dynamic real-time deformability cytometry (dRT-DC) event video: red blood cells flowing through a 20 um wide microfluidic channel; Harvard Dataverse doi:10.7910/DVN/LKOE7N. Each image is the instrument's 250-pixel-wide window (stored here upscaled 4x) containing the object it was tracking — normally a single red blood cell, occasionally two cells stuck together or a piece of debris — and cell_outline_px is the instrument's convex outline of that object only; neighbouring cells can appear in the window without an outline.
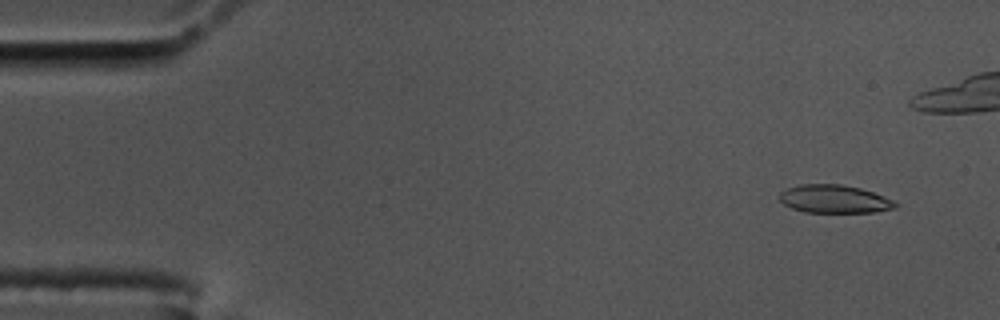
{"species": "common noctule bat (a hibernating species)", "species_latin": "Nyctalus noctula", "temperature_condition": "cold", "stored_images_in_passage": 46, "camera_frame_rate_fps": 3000, "um_per_image_px": 0.085, "animal": {"sex": "male", "body_mass_g": 17.5, "forearm_length_mm": 52.3}, "frame": {"image": 1, "passage_image": 1, "time_ms": 0.0, "image_size_px": [1000, 320], "cell_outline_px": [[900, 204], [896, 208], [876, 212], [804, 212], [792, 208], [784, 204], [780, 200], [780, 192], [788, 188], [800, 184], [840, 184], [860, 188], [896, 200]], "centroid_in_image_um": [70.97, 16.92], "position_along_channel_um": 14.0, "area_um2": 19.07}}
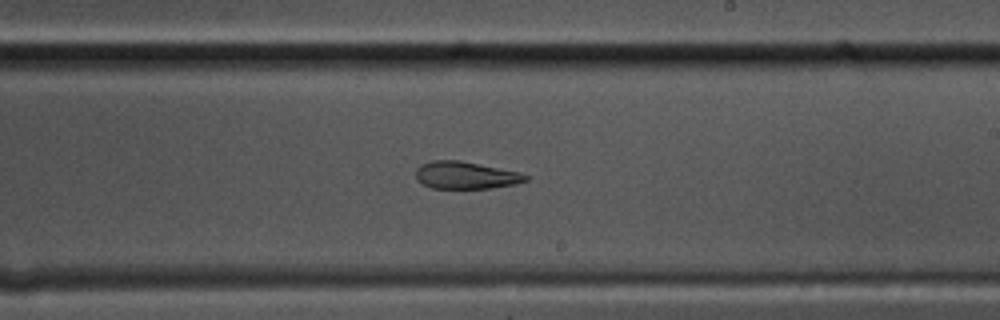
{"frame": {"image": 2, "passage_image": 22, "time_ms": 7.0, "image_size_px": [1000, 320], "cell_outline_px": [[528, 180], [516, 184], [492, 188], [432, 188], [416, 180], [416, 168], [420, 164], [432, 160], [460, 160], [520, 172], [528, 176]], "centroid_in_image_um": [39.57, 14.89], "position_along_channel_um": 249.4, "area_um2": 17.57}}
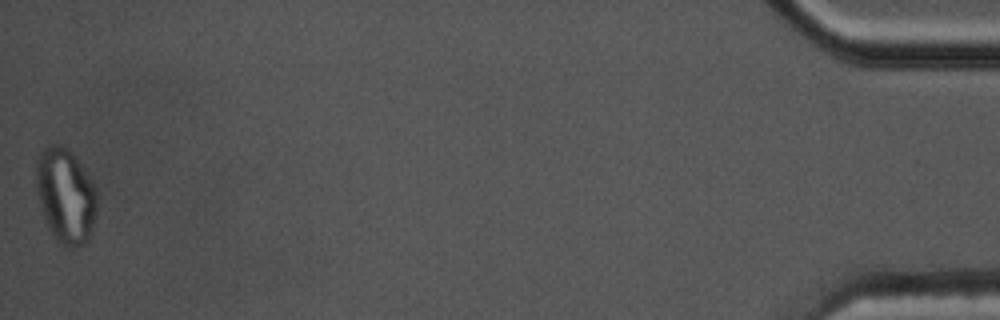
{"frame": {"image": 3, "passage_image": 46, "time_ms": 15.0, "image_size_px": [1000, 320], "cell_outline_px": [[96, 216], [92, 232], [88, 244], [76, 248], [64, 248], [56, 240], [48, 228], [36, 192], [36, 160], [40, 152], [48, 144], [56, 144], [68, 148], [72, 152], [84, 168], [96, 188]], "centroid_in_image_um": [5.59, 16.67], "position_along_channel_um": 429.6, "area_um2": 34.33}, "authors_computed_cell_mechanics": {"area_um2": 19.3341, "velocity_mm_per_s": 3.4511, "shape_relaxation_time_tau1_ms": null, "shape_relaxation_time_tau2_ms": 3.8015, "deformation_change_tau1": null, "deformation_change_tau2": 0.0977}}